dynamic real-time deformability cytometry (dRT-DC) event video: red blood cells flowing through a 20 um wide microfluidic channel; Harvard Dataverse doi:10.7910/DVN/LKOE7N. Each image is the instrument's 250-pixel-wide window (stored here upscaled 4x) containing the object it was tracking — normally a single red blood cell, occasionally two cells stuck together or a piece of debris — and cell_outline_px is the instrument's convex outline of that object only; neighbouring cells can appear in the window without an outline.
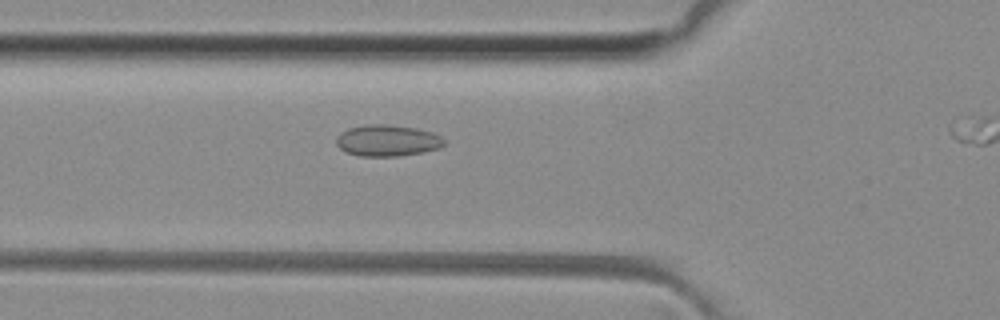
{"species": "common noctule bat (a hibernating species)", "species_latin": "Nyctalus noctula", "temperature_condition": "room temperature", "stored_images_in_passage": 26, "camera_frame_rate_fps": 3000, "um_per_image_px": 0.085, "animal": {"sex": "female", "body_mass_g": 29.2, "forearm_length_mm": 56.3}, "frame": {"image": 1, "passage_image": 3, "time_ms": 0.667, "image_size_px": [1000, 320], "cell_outline_px": [[448, 140], [440, 148], [424, 152], [396, 156], [360, 156], [348, 152], [340, 148], [336, 144], [336, 136], [340, 132], [348, 128], [368, 124], [388, 124], [416, 128], [432, 132]], "centroid_in_image_um": [32.94, 11.94], "position_along_channel_um": 92.9, "area_um2": 19.88}}
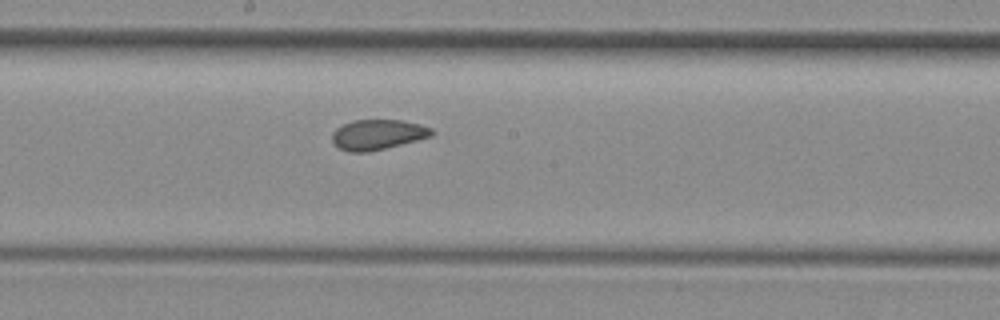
{"frame": {"image": 2, "passage_image": 12, "time_ms": 3.667, "image_size_px": [1000, 320], "cell_outline_px": [[436, 132], [432, 136], [368, 152], [348, 152], [340, 148], [332, 140], [332, 132], [336, 128], [352, 120], [400, 120], [420, 124], [432, 128]], "centroid_in_image_um": [32.11, 11.43], "position_along_channel_um": 216.1, "area_um2": 17.4}}
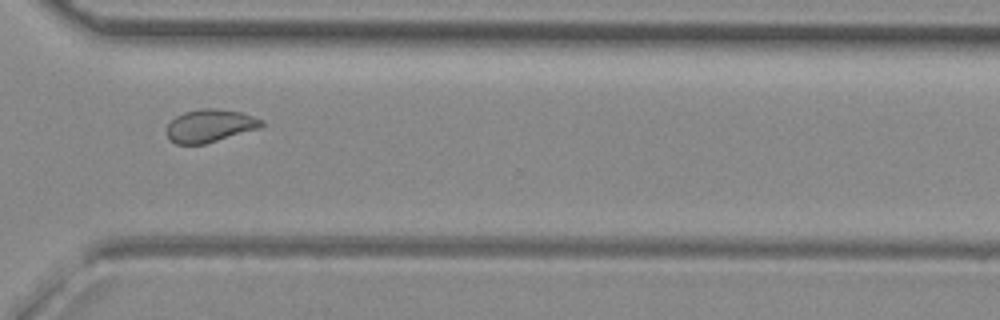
{"frame": {"image": 3, "passage_image": 22, "time_ms": 7.0, "image_size_px": [1000, 320], "cell_outline_px": [[264, 124], [260, 128], [204, 144], [176, 144], [168, 136], [168, 124], [176, 116], [184, 112], [200, 108], [212, 108], [240, 112], [264, 120]], "centroid_in_image_um": [17.86, 10.68], "position_along_channel_um": 352.7, "area_um2": 17.92}}